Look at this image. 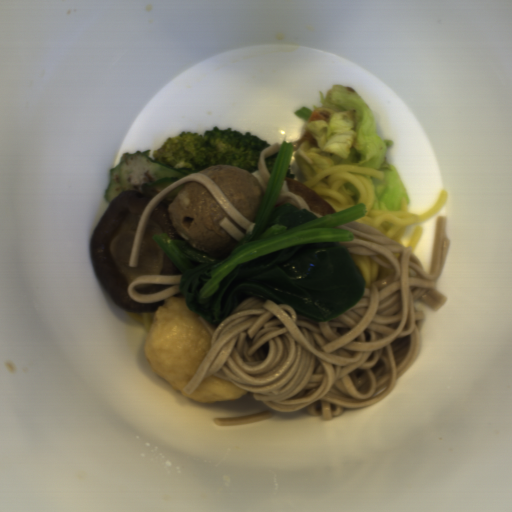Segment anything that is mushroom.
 <instances>
[{
    "label": "mushroom",
    "instance_id": "81393ffc",
    "mask_svg": "<svg viewBox=\"0 0 512 512\" xmlns=\"http://www.w3.org/2000/svg\"><path fill=\"white\" fill-rule=\"evenodd\" d=\"M173 285H162V284H138L133 287V290L136 293H141L145 295H154L161 291H164Z\"/></svg>",
    "mask_w": 512,
    "mask_h": 512
},
{
    "label": "mushroom",
    "instance_id": "983e1aa8",
    "mask_svg": "<svg viewBox=\"0 0 512 512\" xmlns=\"http://www.w3.org/2000/svg\"><path fill=\"white\" fill-rule=\"evenodd\" d=\"M153 198L135 189L122 190L109 201L91 235L90 261L98 282L116 306L131 313L156 310L166 300L136 302L128 292L131 281L143 275L183 274L151 238L168 234L170 239H182L168 215L169 206L159 200L147 220L138 265L129 266L137 226Z\"/></svg>",
    "mask_w": 512,
    "mask_h": 512
}]
</instances>
